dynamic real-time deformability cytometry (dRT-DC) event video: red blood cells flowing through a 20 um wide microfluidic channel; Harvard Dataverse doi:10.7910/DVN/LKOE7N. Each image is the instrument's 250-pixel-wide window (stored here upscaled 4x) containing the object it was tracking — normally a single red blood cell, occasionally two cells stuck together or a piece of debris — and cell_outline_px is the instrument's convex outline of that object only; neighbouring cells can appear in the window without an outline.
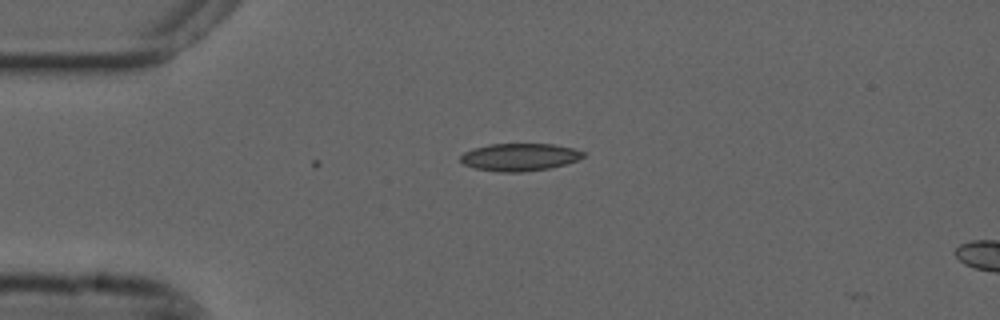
{"species": "common noctule bat (a hibernating species)", "species_latin": "Nyctalus noctula", "temperature_condition": "cold", "stored_images_in_passage": 3, "camera_frame_rate_fps": 3000, "um_per_image_px": 0.085, "animal": {"sex": "male", "forearm_length_mm": 52.5}, "frame": {"image": 1, "passage_image": 1, "time_ms": 0.0, "image_size_px": [1000, 320], "cell_outline_px": [[584, 156], [580, 160], [548, 168], [524, 172], [496, 172], [476, 168], [464, 164], [460, 160], [460, 156], [464, 152], [488, 144], [552, 144], [572, 148], [584, 152]], "centroid_in_image_um": [44.17, 13.36], "position_along_channel_um": 40.8, "area_um2": 19.59}}